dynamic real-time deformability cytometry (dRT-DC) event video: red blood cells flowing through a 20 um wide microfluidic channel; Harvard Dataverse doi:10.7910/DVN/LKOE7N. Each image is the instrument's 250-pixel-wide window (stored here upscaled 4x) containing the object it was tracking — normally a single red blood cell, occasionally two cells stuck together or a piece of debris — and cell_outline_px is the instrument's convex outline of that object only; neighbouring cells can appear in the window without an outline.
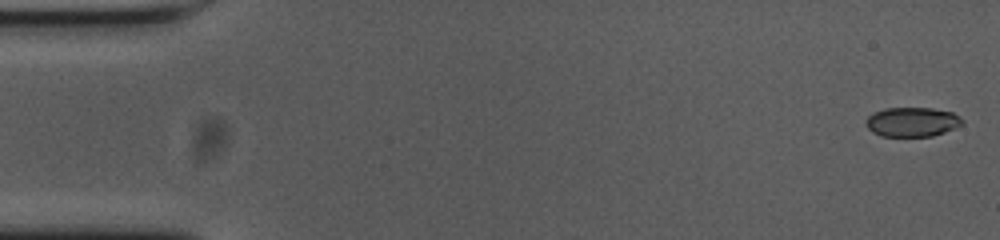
{"species": "common noctule bat (a hibernating species)", "species_latin": "Nyctalus noctula", "temperature_condition": "cold", "stored_images_in_passage": 23, "camera_frame_rate_fps": 3000, "um_per_image_px": 0.085, "animal": {"sex": "female", "body_mass_g": 23.0, "forearm_length_mm": 53.4}, "frame": {"image": 1, "passage_image": 1, "time_ms": 0.0, "image_size_px": [1000, 240], "cell_outline_px": [[964, 124], [944, 132], [932, 136], [880, 136], [872, 132], [864, 124], [864, 120], [872, 112], [884, 108], [932, 108], [952, 112], [960, 116], [964, 120]], "centroid_in_image_um": [77.51, 10.36], "position_along_channel_um": 7.5, "area_um2": 16.76}}
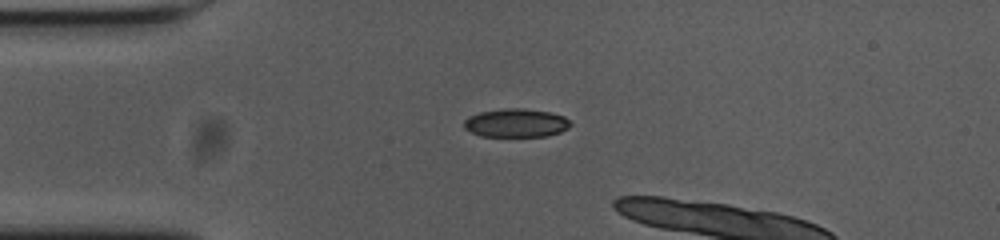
{"frame": {"image": 2, "passage_image": 13, "time_ms": 4.0, "image_size_px": [1000, 240], "cell_outline_px": [[572, 124], [568, 128], [560, 132], [548, 136], [480, 136], [464, 128], [464, 120], [468, 116], [480, 112], [508, 108], [524, 108], [548, 112], [564, 116]], "centroid_in_image_um": [43.86, 10.45], "position_along_channel_um": 41.1, "area_um2": 17.63}}
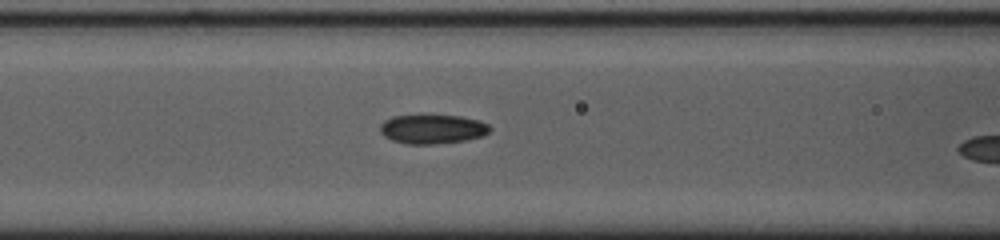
{"frame": {"image": 3, "passage_image": 22, "time_ms": 7.0, "image_size_px": [1000, 240], "cell_outline_px": [[492, 128], [484, 136], [464, 140], [432, 144], [404, 144], [392, 140], [384, 136], [380, 132], [380, 124], [384, 120], [392, 116], [460, 116], [480, 120], [488, 124]], "centroid_in_image_um": [36.75, 10.98], "position_along_channel_um": 129.8, "area_um2": 18.61}}